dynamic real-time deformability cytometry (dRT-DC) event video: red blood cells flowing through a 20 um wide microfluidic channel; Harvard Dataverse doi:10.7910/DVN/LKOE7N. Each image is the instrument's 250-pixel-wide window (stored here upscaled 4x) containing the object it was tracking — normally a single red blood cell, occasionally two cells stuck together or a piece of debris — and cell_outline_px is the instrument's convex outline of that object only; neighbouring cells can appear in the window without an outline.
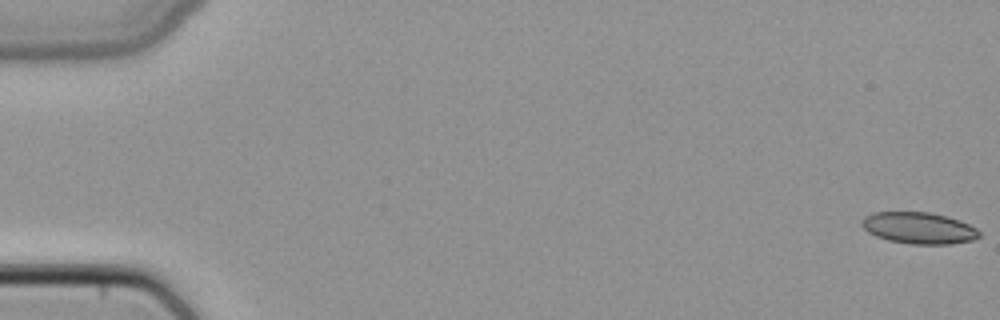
{"species": "common noctule bat (a hibernating species)", "species_latin": "Nyctalus noctula", "temperature_condition": "cold", "stored_images_in_passage": 5, "segment_of_instrument_passage": [1, 2], "camera_frame_rate_fps": 3000, "um_per_image_px": 0.085, "animal": {"sex": "female", "body_mass_g": 22.7, "forearm_length_mm": 54.2}, "frame": {"image": 1, "passage_image": 1, "time_ms": 0.0, "image_size_px": [1000, 320], "cell_outline_px": [[980, 236], [972, 240], [952, 244], [912, 244], [888, 240], [876, 236], [868, 232], [860, 224], [864, 216], [872, 212], [928, 212], [960, 220], [976, 228], [980, 232]], "centroid_in_image_um": [78.08, 19.38], "position_along_channel_um": 6.9, "area_um2": 21.56}}
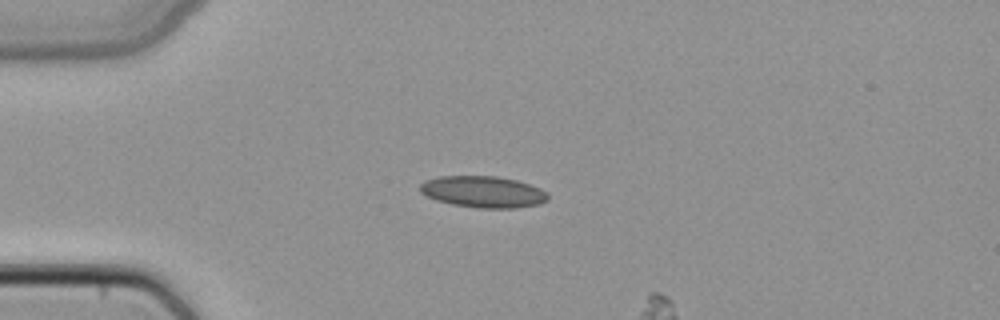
{"frame": {"image": 2, "passage_image": 4, "time_ms": 1.0, "image_size_px": [1000, 320], "cell_outline_px": [[548, 200], [540, 204], [516, 208], [480, 208], [452, 204], [436, 200], [420, 192], [420, 184], [424, 180], [440, 176], [496, 176], [516, 180], [540, 188], [548, 192]], "centroid_in_image_um": [41.08, 16.3], "position_along_channel_um": 43.9, "area_um2": 23.52}}